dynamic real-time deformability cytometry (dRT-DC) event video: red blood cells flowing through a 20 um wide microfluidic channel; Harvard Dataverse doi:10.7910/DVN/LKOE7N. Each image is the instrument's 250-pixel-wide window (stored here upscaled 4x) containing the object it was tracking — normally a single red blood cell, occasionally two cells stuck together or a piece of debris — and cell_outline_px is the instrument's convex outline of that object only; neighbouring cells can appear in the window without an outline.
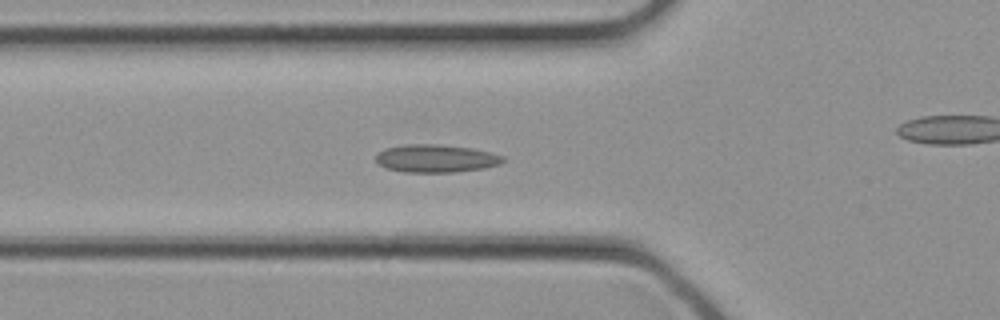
{"species": "common noctule bat (a hibernating species)", "species_latin": "Nyctalus noctula", "temperature_condition": "cold", "stored_images_in_passage": 28, "camera_frame_rate_fps": 3000, "um_per_image_px": 0.085, "animal": {"sex": "female", "body_mass_g": 21.9}, "frame": {"image": 1, "passage_image": 6, "time_ms": 1.667, "image_size_px": [1000, 320], "cell_outline_px": [[508, 160], [500, 164], [484, 168], [456, 172], [404, 172], [384, 168], [376, 160], [376, 152], [384, 148], [408, 144], [436, 144], [472, 148], [492, 152], [504, 156]], "centroid_in_image_um": [37.08, 13.47], "position_along_channel_um": 88.7, "area_um2": 20.92}}
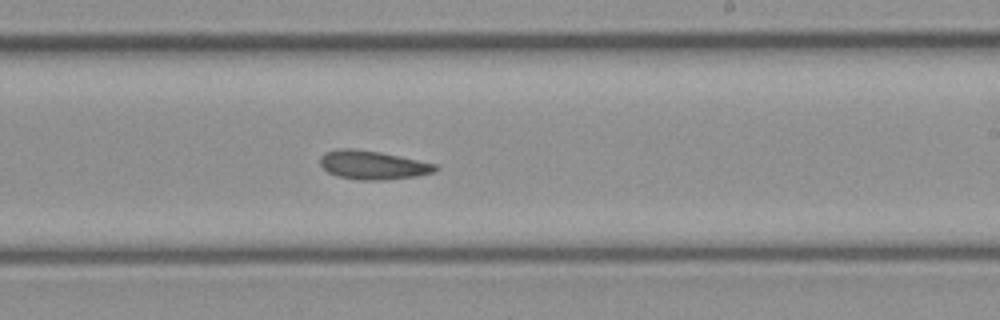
{"frame": {"image": 2, "passage_image": 14, "time_ms": 4.333, "image_size_px": [1000, 320], "cell_outline_px": [[440, 168], [436, 172], [416, 176], [380, 180], [360, 180], [340, 176], [328, 172], [320, 164], [320, 156], [324, 152], [336, 148], [352, 148], [380, 152], [400, 156], [436, 164]], "centroid_in_image_um": [31.69, 14.01], "position_along_channel_um": 257.3, "area_um2": 19.31}}
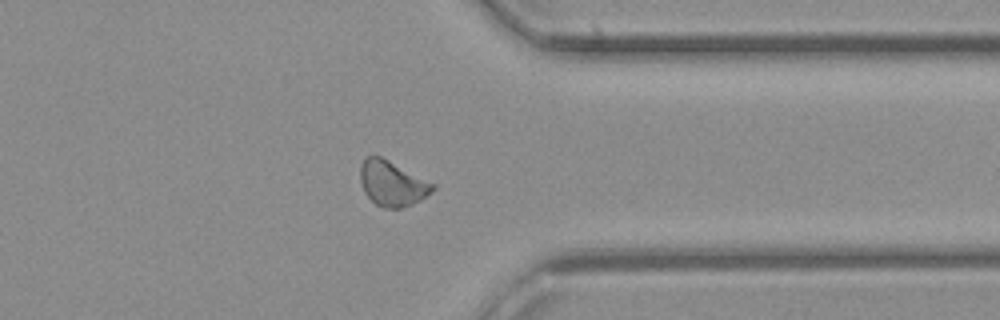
{"frame": {"image": 3, "passage_image": 20, "time_ms": 6.333, "image_size_px": [1000, 320], "cell_outline_px": [[436, 188], [432, 192], [420, 200], [412, 204], [400, 208], [384, 208], [376, 204], [364, 192], [360, 180], [360, 164], [364, 156], [380, 156], [436, 184]], "centroid_in_image_um": [33.33, 15.58], "position_along_channel_um": 378.1, "area_um2": 19.07}}